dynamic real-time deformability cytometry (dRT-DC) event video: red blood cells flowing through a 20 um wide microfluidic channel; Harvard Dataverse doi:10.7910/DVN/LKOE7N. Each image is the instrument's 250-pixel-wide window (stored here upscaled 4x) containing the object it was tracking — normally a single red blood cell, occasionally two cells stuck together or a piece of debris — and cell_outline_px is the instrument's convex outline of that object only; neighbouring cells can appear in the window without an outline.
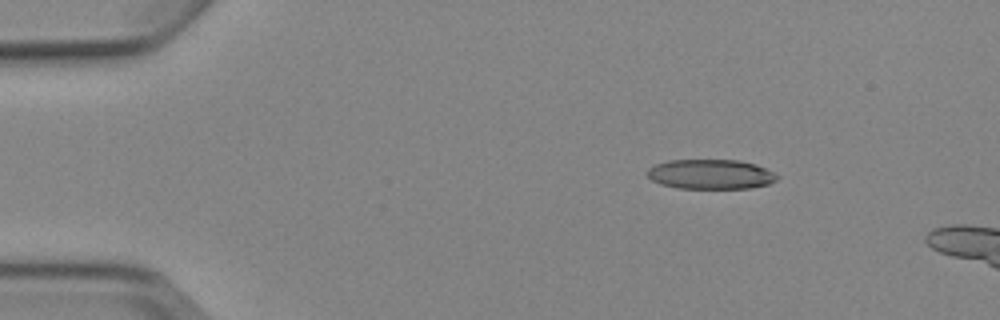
{"species": "Egyptian fruit bat (a non-hibernating species)", "species_latin": "Rousettus aegyptiacus", "temperature_condition": "cold", "stored_images_in_passage": 5, "camera_frame_rate_fps": 3000, "um_per_image_px": 0.085, "animal": {"sex": "female"}, "frame": {"image": 1, "passage_image": 3, "time_ms": 2.333, "image_size_px": [1000, 320], "cell_outline_px": [[780, 176], [776, 180], [768, 184], [752, 188], [676, 188], [660, 184], [652, 180], [648, 176], [648, 168], [656, 164], [668, 160], [736, 160], [756, 164], [776, 172]], "centroid_in_image_um": [60.44, 14.81], "position_along_channel_um": 24.6, "area_um2": 22.6}}